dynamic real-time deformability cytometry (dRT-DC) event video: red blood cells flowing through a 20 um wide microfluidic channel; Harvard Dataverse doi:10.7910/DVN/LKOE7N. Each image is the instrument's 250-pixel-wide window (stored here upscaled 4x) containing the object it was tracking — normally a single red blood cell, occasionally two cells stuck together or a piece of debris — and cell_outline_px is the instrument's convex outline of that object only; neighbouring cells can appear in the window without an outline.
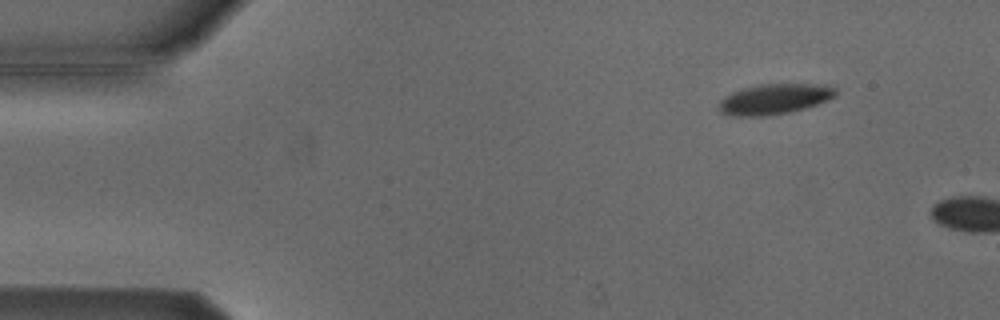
{"species": "Egyptian fruit bat (a non-hibernating species)", "species_latin": "Rousettus aegyptiacus", "temperature_condition": "cold", "stored_images_in_passage": 2, "camera_frame_rate_fps": 3000, "um_per_image_px": 0.085, "animal": {"sex": "male"}, "frame": {"image": 1, "passage_image": 1, "time_ms": 0.0, "image_size_px": [1000, 320], "cell_outline_px": [[836, 96], [828, 100], [792, 112], [764, 116], [732, 116], [720, 112], [720, 100], [724, 96], [732, 92], [744, 88], [760, 84], [824, 84], [836, 88]], "centroid_in_image_um": [65.84, 8.42], "position_along_channel_um": 19.2, "area_um2": 20.69}}